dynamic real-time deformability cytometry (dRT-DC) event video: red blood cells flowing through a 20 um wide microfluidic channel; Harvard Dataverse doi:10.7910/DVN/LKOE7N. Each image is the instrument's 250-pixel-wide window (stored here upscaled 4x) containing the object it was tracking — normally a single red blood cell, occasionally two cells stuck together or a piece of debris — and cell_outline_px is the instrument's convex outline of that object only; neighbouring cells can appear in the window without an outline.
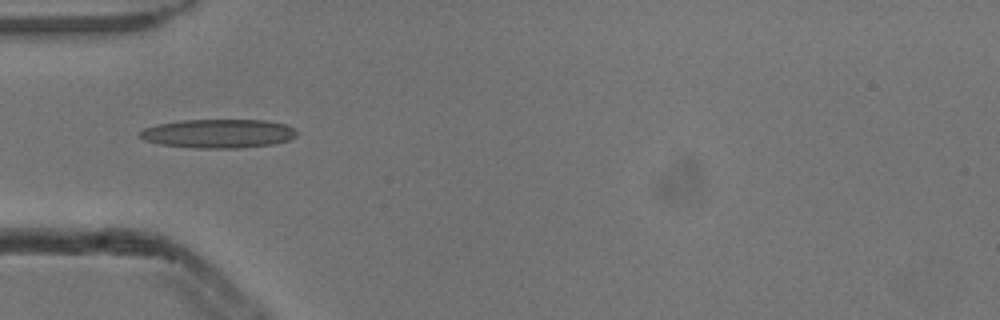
{"species": "common noctule bat (a hibernating species)", "species_latin": "Nyctalus noctula", "temperature_condition": "cold", "stored_images_in_passage": 1, "camera_frame_rate_fps": 3000, "um_per_image_px": 0.085, "animal": {"sex": "male", "body_mass_g": 13.3}, "frame": {"image": 1, "passage_image": 1, "time_ms": 0.0, "image_size_px": [1000, 320], "cell_outline_px": [[296, 136], [288, 140], [272, 144], [240, 148], [196, 148], [160, 144], [144, 140], [136, 136], [136, 132], [144, 128], [160, 124], [184, 120], [264, 120], [284, 124], [292, 128], [296, 132]], "centroid_in_image_um": [18.5, 11.36], "position_along_channel_um": 66.5, "area_um2": 26.3}}